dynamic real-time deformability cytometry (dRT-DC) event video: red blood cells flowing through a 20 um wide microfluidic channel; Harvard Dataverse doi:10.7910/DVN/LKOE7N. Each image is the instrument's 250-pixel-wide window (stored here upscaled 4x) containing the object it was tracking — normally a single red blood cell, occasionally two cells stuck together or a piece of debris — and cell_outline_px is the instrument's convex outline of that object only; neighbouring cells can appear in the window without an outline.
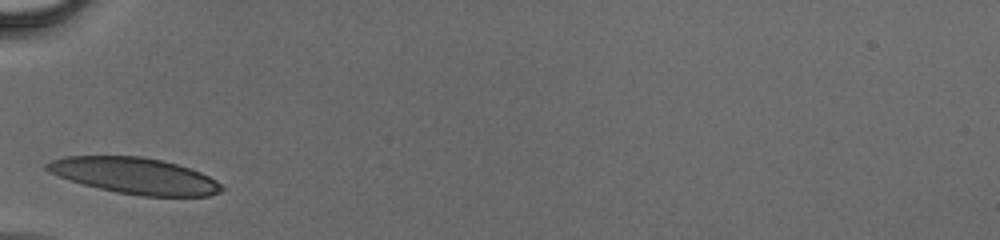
{"species": "human", "species_latin": "Homo sapiens", "temperature_condition": "cold", "stored_images_in_passage": 22, "camera_frame_rate_fps": 3000, "um_per_image_px": 0.085, "donor": {"sex": "male"}, "frame": {"image": 1, "passage_image": 1, "time_ms": 0.0, "image_size_px": [1000, 240], "cell_outline_px": [[224, 188], [220, 192], [208, 196], [140, 196], [116, 192], [84, 184], [60, 176], [44, 168], [44, 164], [52, 160], [64, 156], [140, 156], [164, 160], [200, 172], [216, 180]], "centroid_in_image_um": [11.47, 14.93], "position_along_channel_um": 73.5, "area_um2": 36.53}}
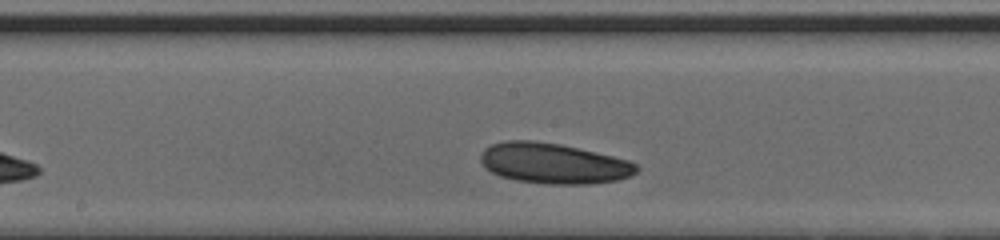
{"frame": {"image": 2, "passage_image": 10, "time_ms": 3.0, "image_size_px": [1000, 240], "cell_outline_px": [[640, 168], [636, 172], [628, 176], [616, 180], [588, 184], [552, 184], [516, 180], [500, 176], [492, 172], [480, 160], [480, 156], [484, 148], [492, 144], [504, 140], [532, 140], [560, 144], [596, 152], [628, 160], [636, 164]], "centroid_in_image_um": [47.04, 13.88], "position_along_channel_um": 201.2, "area_um2": 36.53}}
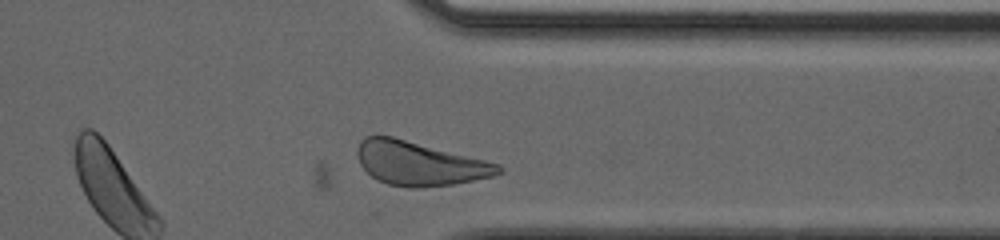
{"frame": {"image": 3, "passage_image": 22, "time_ms": 7.0, "image_size_px": [1000, 240], "cell_outline_px": [[504, 172], [492, 176], [452, 184], [420, 188], [408, 188], [388, 184], [376, 180], [360, 164], [356, 156], [356, 152], [360, 140], [364, 136], [392, 136], [500, 164], [504, 168]], "centroid_in_image_um": [35.63, 13.9], "position_along_channel_um": 375.8, "area_um2": 36.01}}